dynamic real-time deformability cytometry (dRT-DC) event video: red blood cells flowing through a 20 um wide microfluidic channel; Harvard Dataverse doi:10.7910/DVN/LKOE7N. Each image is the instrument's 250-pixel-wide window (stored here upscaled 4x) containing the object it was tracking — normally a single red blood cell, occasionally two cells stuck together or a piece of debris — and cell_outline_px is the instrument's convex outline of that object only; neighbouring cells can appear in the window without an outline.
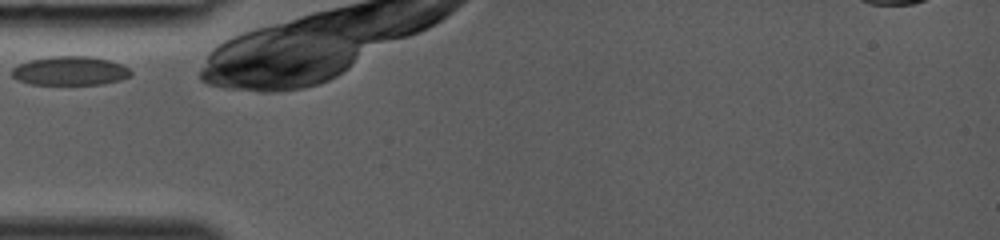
{"species": "common noctule bat (a hibernating species)", "species_latin": "Nyctalus noctula", "temperature_condition": "room temperature", "stored_images_in_passage": 16, "camera_frame_rate_fps": 3000, "um_per_image_px": 0.085, "animal": {"sex": "female", "body_mass_g": 19.0, "forearm_length_mm": 53.3}, "frame": {"image": 1, "passage_image": 1, "time_ms": 0.0, "image_size_px": [1000, 240], "cell_outline_px": [[132, 76], [120, 80], [100, 84], [28, 84], [16, 80], [12, 76], [12, 68], [28, 60], [52, 56], [88, 56], [108, 60], [120, 64], [128, 68], [132, 72]], "centroid_in_image_um": [5.93, 6.02], "position_along_channel_um": 79.1, "area_um2": 20.06}}
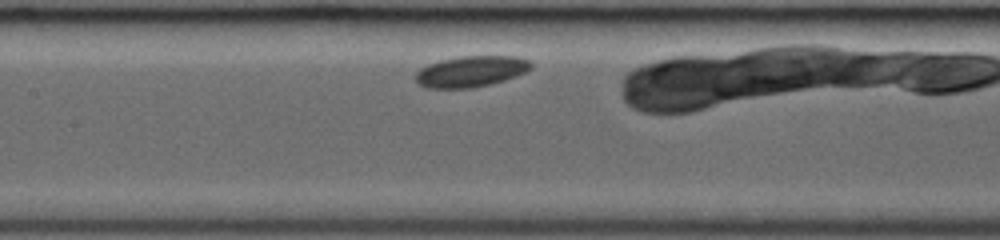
{"frame": {"image": 2, "passage_image": 7, "time_ms": 2.0, "image_size_px": [1000, 240], "cell_outline_px": [[532, 68], [516, 76], [492, 84], [472, 88], [424, 88], [416, 84], [416, 72], [420, 68], [428, 64], [440, 60], [460, 56], [516, 56], [528, 60], [532, 64]], "centroid_in_image_um": [40.0, 6.08], "position_along_channel_um": 167.4, "area_um2": 21.04}}
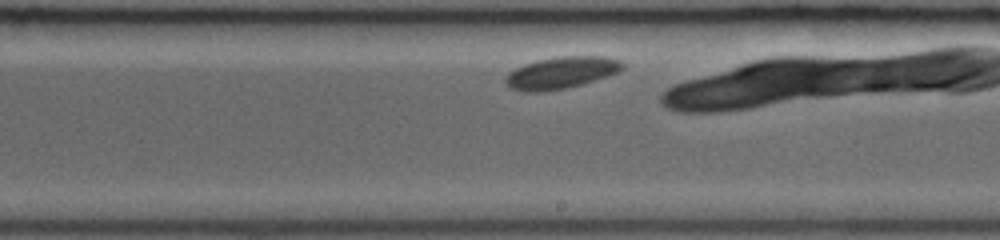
{"frame": {"image": 3, "passage_image": 12, "time_ms": 3.667, "image_size_px": [1000, 240], "cell_outline_px": [[624, 68], [616, 72], [580, 84], [564, 88], [540, 92], [528, 92], [512, 88], [504, 80], [504, 76], [508, 72], [524, 64], [536, 60], [560, 56], [604, 56], [620, 60], [624, 64]], "centroid_in_image_um": [47.66, 6.16], "position_along_channel_um": 241.3, "area_um2": 21.39}}